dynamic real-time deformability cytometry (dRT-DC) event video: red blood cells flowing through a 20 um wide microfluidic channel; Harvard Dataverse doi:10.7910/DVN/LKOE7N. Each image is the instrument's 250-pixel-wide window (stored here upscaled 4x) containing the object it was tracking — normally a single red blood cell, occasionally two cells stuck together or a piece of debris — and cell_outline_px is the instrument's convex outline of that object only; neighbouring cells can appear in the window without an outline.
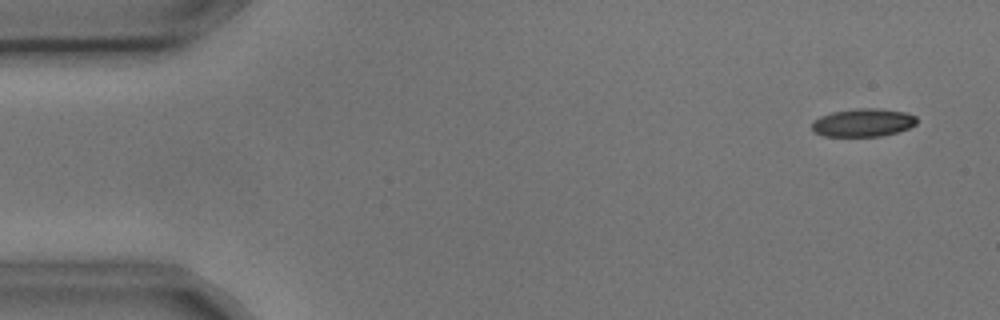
{"species": "common noctule bat (a hibernating species)", "species_latin": "Nyctalus noctula", "temperature_condition": "cold", "stored_images_in_passage": 4, "camera_frame_rate_fps": 3000, "um_per_image_px": 0.085, "animal": {"sex": "male", "body_mass_g": 17.9, "forearm_length_mm": 54.2}, "frame": {"image": 1, "passage_image": 1, "time_ms": 0.0, "image_size_px": [1000, 320], "cell_outline_px": [[916, 124], [908, 128], [896, 132], [880, 136], [824, 136], [812, 132], [812, 120], [820, 116], [832, 112], [856, 108], [876, 108], [904, 112], [916, 116]], "centroid_in_image_um": [73.31, 10.42], "position_along_channel_um": 11.7, "area_um2": 17.17}}